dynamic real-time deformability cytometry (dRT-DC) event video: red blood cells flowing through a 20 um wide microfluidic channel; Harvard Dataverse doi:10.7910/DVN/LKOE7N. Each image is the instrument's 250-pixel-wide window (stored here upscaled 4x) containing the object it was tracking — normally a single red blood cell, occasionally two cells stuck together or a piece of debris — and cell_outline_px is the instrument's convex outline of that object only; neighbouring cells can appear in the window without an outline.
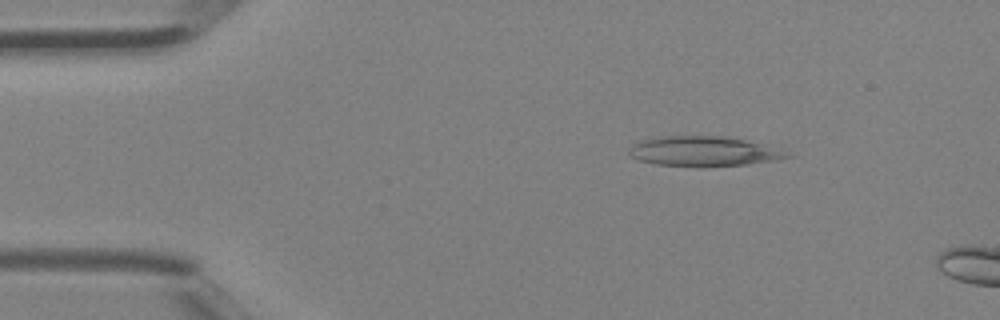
{"species": "Egyptian fruit bat (a non-hibernating species)", "species_latin": "Rousettus aegyptiacus", "temperature_condition": "room temperature", "stored_images_in_passage": 10, "camera_frame_rate_fps": 3000, "um_per_image_px": 0.085, "animal": {"sex": "female"}, "frame": {"image": 1, "passage_image": 7, "time_ms": 2.0, "image_size_px": [1000, 320], "cell_outline_px": [[796, 156], [748, 164], [704, 168], [700, 168], [656, 164], [636, 160], [628, 152], [628, 148], [632, 144], [640, 140], [660, 136], [720, 136], [768, 144]], "centroid_in_image_um": [59.79, 12.88], "position_along_channel_um": 25.2, "area_um2": 28.09}}